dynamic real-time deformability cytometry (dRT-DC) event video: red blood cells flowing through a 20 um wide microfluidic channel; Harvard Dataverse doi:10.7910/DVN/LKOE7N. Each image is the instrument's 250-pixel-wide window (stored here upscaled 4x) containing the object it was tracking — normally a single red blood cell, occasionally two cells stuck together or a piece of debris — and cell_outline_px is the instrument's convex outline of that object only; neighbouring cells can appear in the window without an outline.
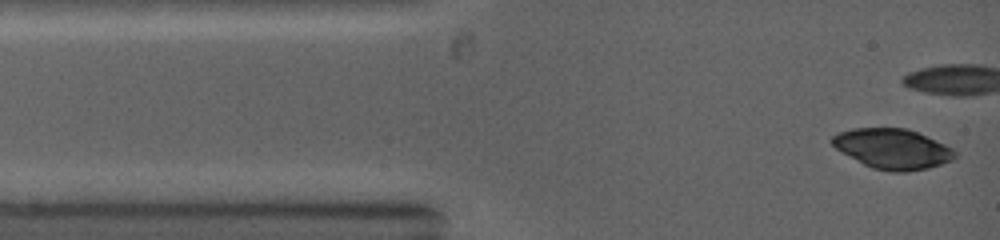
{"species": "common noctule bat (a hibernating species)", "species_latin": "Nyctalus noctula", "temperature_condition": "warm", "stored_images_in_passage": 9, "camera_frame_rate_fps": 5000, "um_per_image_px": 0.085, "animal": {"sex": "female", "body_mass_g": 19.0, "forearm_length_mm": 53.3}, "frame": {"image": 1, "passage_image": 1, "time_ms": 0.0, "image_size_px": [1000, 240], "cell_outline_px": [[956, 156], [952, 160], [928, 168], [904, 172], [892, 172], [872, 168], [864, 164], [836, 148], [828, 140], [836, 132], [852, 128], [908, 128], [944, 144], [952, 148], [956, 152]], "centroid_in_image_um": [75.84, 12.64], "position_along_channel_um": 9.2, "area_um2": 28.61}}